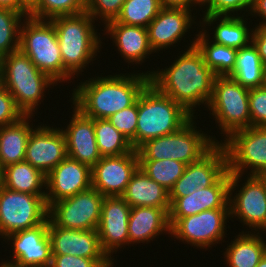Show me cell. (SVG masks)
<instances>
[{"label":"cell","mask_w":266,"mask_h":267,"mask_svg":"<svg viewBox=\"0 0 266 267\" xmlns=\"http://www.w3.org/2000/svg\"><path fill=\"white\" fill-rule=\"evenodd\" d=\"M185 50L169 67H158L146 74L159 92L181 104L194 116V108L200 105L207 108L213 95L216 75L206 66L201 52L195 46V39Z\"/></svg>","instance_id":"cell-1"},{"label":"cell","mask_w":266,"mask_h":267,"mask_svg":"<svg viewBox=\"0 0 266 267\" xmlns=\"http://www.w3.org/2000/svg\"><path fill=\"white\" fill-rule=\"evenodd\" d=\"M92 78L73 88L71 97L74 107L92 119H107L133 105L150 83V76L144 72Z\"/></svg>","instance_id":"cell-2"},{"label":"cell","mask_w":266,"mask_h":267,"mask_svg":"<svg viewBox=\"0 0 266 267\" xmlns=\"http://www.w3.org/2000/svg\"><path fill=\"white\" fill-rule=\"evenodd\" d=\"M56 30L64 64V82L79 76L97 52L102 41L95 20L85 11L76 15L57 16L50 20ZM99 36H98V35Z\"/></svg>","instance_id":"cell-3"},{"label":"cell","mask_w":266,"mask_h":267,"mask_svg":"<svg viewBox=\"0 0 266 267\" xmlns=\"http://www.w3.org/2000/svg\"><path fill=\"white\" fill-rule=\"evenodd\" d=\"M0 65L2 85L12 95L24 116H34L38 105L45 100V90L57 83L41 72L20 49L1 58Z\"/></svg>","instance_id":"cell-4"},{"label":"cell","mask_w":266,"mask_h":267,"mask_svg":"<svg viewBox=\"0 0 266 267\" xmlns=\"http://www.w3.org/2000/svg\"><path fill=\"white\" fill-rule=\"evenodd\" d=\"M194 116L149 83L138 97L135 150L147 140L180 130Z\"/></svg>","instance_id":"cell-5"},{"label":"cell","mask_w":266,"mask_h":267,"mask_svg":"<svg viewBox=\"0 0 266 267\" xmlns=\"http://www.w3.org/2000/svg\"><path fill=\"white\" fill-rule=\"evenodd\" d=\"M195 116L175 133L147 140L136 150L139 161L175 160L188 165L198 161L219 141L198 130Z\"/></svg>","instance_id":"cell-6"},{"label":"cell","mask_w":266,"mask_h":267,"mask_svg":"<svg viewBox=\"0 0 266 267\" xmlns=\"http://www.w3.org/2000/svg\"><path fill=\"white\" fill-rule=\"evenodd\" d=\"M19 49L56 83L64 82V64L57 33L50 20L27 16L20 27Z\"/></svg>","instance_id":"cell-7"},{"label":"cell","mask_w":266,"mask_h":267,"mask_svg":"<svg viewBox=\"0 0 266 267\" xmlns=\"http://www.w3.org/2000/svg\"><path fill=\"white\" fill-rule=\"evenodd\" d=\"M207 108L213 115L222 136L251 127L249 88L238 84L229 76H216L213 95Z\"/></svg>","instance_id":"cell-8"},{"label":"cell","mask_w":266,"mask_h":267,"mask_svg":"<svg viewBox=\"0 0 266 267\" xmlns=\"http://www.w3.org/2000/svg\"><path fill=\"white\" fill-rule=\"evenodd\" d=\"M242 176L231 174L230 177V220L237 217L243 226L246 225L252 232L266 234V176L247 175L241 187L239 183ZM236 189L238 191L233 195Z\"/></svg>","instance_id":"cell-9"},{"label":"cell","mask_w":266,"mask_h":267,"mask_svg":"<svg viewBox=\"0 0 266 267\" xmlns=\"http://www.w3.org/2000/svg\"><path fill=\"white\" fill-rule=\"evenodd\" d=\"M222 141L230 174L242 175L249 168L248 175L266 176V127L239 129Z\"/></svg>","instance_id":"cell-10"},{"label":"cell","mask_w":266,"mask_h":267,"mask_svg":"<svg viewBox=\"0 0 266 267\" xmlns=\"http://www.w3.org/2000/svg\"><path fill=\"white\" fill-rule=\"evenodd\" d=\"M46 195L0 190V238L34 228L48 219Z\"/></svg>","instance_id":"cell-11"},{"label":"cell","mask_w":266,"mask_h":267,"mask_svg":"<svg viewBox=\"0 0 266 267\" xmlns=\"http://www.w3.org/2000/svg\"><path fill=\"white\" fill-rule=\"evenodd\" d=\"M105 196L96 189L79 192L72 197L54 202L48 218L58 227L74 230H97Z\"/></svg>","instance_id":"cell-12"},{"label":"cell","mask_w":266,"mask_h":267,"mask_svg":"<svg viewBox=\"0 0 266 267\" xmlns=\"http://www.w3.org/2000/svg\"><path fill=\"white\" fill-rule=\"evenodd\" d=\"M229 209H209L198 214L180 218L171 228V238L191 244L200 249L212 248L227 237L225 232ZM226 224V225H225ZM185 241V242H184Z\"/></svg>","instance_id":"cell-13"},{"label":"cell","mask_w":266,"mask_h":267,"mask_svg":"<svg viewBox=\"0 0 266 267\" xmlns=\"http://www.w3.org/2000/svg\"><path fill=\"white\" fill-rule=\"evenodd\" d=\"M227 170L226 150L220 142L216 143L198 161L186 165L169 197H185L195 190L212 186Z\"/></svg>","instance_id":"cell-14"},{"label":"cell","mask_w":266,"mask_h":267,"mask_svg":"<svg viewBox=\"0 0 266 267\" xmlns=\"http://www.w3.org/2000/svg\"><path fill=\"white\" fill-rule=\"evenodd\" d=\"M67 156L66 137L59 127L41 124L32 129L25 152L26 162L47 176Z\"/></svg>","instance_id":"cell-15"},{"label":"cell","mask_w":266,"mask_h":267,"mask_svg":"<svg viewBox=\"0 0 266 267\" xmlns=\"http://www.w3.org/2000/svg\"><path fill=\"white\" fill-rule=\"evenodd\" d=\"M227 170L212 186L195 190L185 197H169L170 228L180 219L209 209H229V183Z\"/></svg>","instance_id":"cell-16"},{"label":"cell","mask_w":266,"mask_h":267,"mask_svg":"<svg viewBox=\"0 0 266 267\" xmlns=\"http://www.w3.org/2000/svg\"><path fill=\"white\" fill-rule=\"evenodd\" d=\"M139 168L137 150L120 156L102 157L92 168V187L103 196H121Z\"/></svg>","instance_id":"cell-17"},{"label":"cell","mask_w":266,"mask_h":267,"mask_svg":"<svg viewBox=\"0 0 266 267\" xmlns=\"http://www.w3.org/2000/svg\"><path fill=\"white\" fill-rule=\"evenodd\" d=\"M131 206L121 196H105L97 233L102 250L114 260L113 253L129 246L128 219ZM112 256V257H111Z\"/></svg>","instance_id":"cell-18"},{"label":"cell","mask_w":266,"mask_h":267,"mask_svg":"<svg viewBox=\"0 0 266 267\" xmlns=\"http://www.w3.org/2000/svg\"><path fill=\"white\" fill-rule=\"evenodd\" d=\"M12 245L13 259L25 267H50L52 262V249L48 234V219L31 229H25L4 237Z\"/></svg>","instance_id":"cell-19"},{"label":"cell","mask_w":266,"mask_h":267,"mask_svg":"<svg viewBox=\"0 0 266 267\" xmlns=\"http://www.w3.org/2000/svg\"><path fill=\"white\" fill-rule=\"evenodd\" d=\"M48 208L57 201L72 197L92 187L91 168L66 157L46 176Z\"/></svg>","instance_id":"cell-20"},{"label":"cell","mask_w":266,"mask_h":267,"mask_svg":"<svg viewBox=\"0 0 266 267\" xmlns=\"http://www.w3.org/2000/svg\"><path fill=\"white\" fill-rule=\"evenodd\" d=\"M192 9L183 7H162L148 25L149 44L154 53L169 49L180 42L188 29L192 28L195 17ZM180 40V41H179ZM169 47V48H168Z\"/></svg>","instance_id":"cell-21"},{"label":"cell","mask_w":266,"mask_h":267,"mask_svg":"<svg viewBox=\"0 0 266 267\" xmlns=\"http://www.w3.org/2000/svg\"><path fill=\"white\" fill-rule=\"evenodd\" d=\"M52 255L109 258L102 250L97 230H74L56 226L48 218Z\"/></svg>","instance_id":"cell-22"},{"label":"cell","mask_w":266,"mask_h":267,"mask_svg":"<svg viewBox=\"0 0 266 267\" xmlns=\"http://www.w3.org/2000/svg\"><path fill=\"white\" fill-rule=\"evenodd\" d=\"M72 111L66 129H61L66 137L67 155L92 168L102 158L96 142L94 119L84 116L75 107Z\"/></svg>","instance_id":"cell-23"},{"label":"cell","mask_w":266,"mask_h":267,"mask_svg":"<svg viewBox=\"0 0 266 267\" xmlns=\"http://www.w3.org/2000/svg\"><path fill=\"white\" fill-rule=\"evenodd\" d=\"M104 29L106 35H111L109 38L115 43L118 53L126 63L142 65L152 52L154 54L149 44L147 28L124 25L113 20L108 22Z\"/></svg>","instance_id":"cell-24"},{"label":"cell","mask_w":266,"mask_h":267,"mask_svg":"<svg viewBox=\"0 0 266 267\" xmlns=\"http://www.w3.org/2000/svg\"><path fill=\"white\" fill-rule=\"evenodd\" d=\"M170 234L169 214L158 207L137 206L128 219L129 244L150 243L160 234Z\"/></svg>","instance_id":"cell-25"},{"label":"cell","mask_w":266,"mask_h":267,"mask_svg":"<svg viewBox=\"0 0 266 267\" xmlns=\"http://www.w3.org/2000/svg\"><path fill=\"white\" fill-rule=\"evenodd\" d=\"M202 19L199 21V27L202 24V29L207 28V30V26L215 25V22L218 21L216 22V26L212 28L214 32L210 33L213 34L212 41L216 44L240 49L248 46L252 42L253 28L250 29L247 26L248 22L245 20L244 14L241 16L204 15Z\"/></svg>","instance_id":"cell-26"},{"label":"cell","mask_w":266,"mask_h":267,"mask_svg":"<svg viewBox=\"0 0 266 267\" xmlns=\"http://www.w3.org/2000/svg\"><path fill=\"white\" fill-rule=\"evenodd\" d=\"M121 197L131 206L163 208L170 211L169 191L152 180L140 168L132 175Z\"/></svg>","instance_id":"cell-27"},{"label":"cell","mask_w":266,"mask_h":267,"mask_svg":"<svg viewBox=\"0 0 266 267\" xmlns=\"http://www.w3.org/2000/svg\"><path fill=\"white\" fill-rule=\"evenodd\" d=\"M225 249L224 260L228 267H256L266 253V241L260 232L242 231Z\"/></svg>","instance_id":"cell-28"},{"label":"cell","mask_w":266,"mask_h":267,"mask_svg":"<svg viewBox=\"0 0 266 267\" xmlns=\"http://www.w3.org/2000/svg\"><path fill=\"white\" fill-rule=\"evenodd\" d=\"M32 117L23 116L16 123L0 127V163L3 167L25 161L27 142L34 128L30 125Z\"/></svg>","instance_id":"cell-29"},{"label":"cell","mask_w":266,"mask_h":267,"mask_svg":"<svg viewBox=\"0 0 266 267\" xmlns=\"http://www.w3.org/2000/svg\"><path fill=\"white\" fill-rule=\"evenodd\" d=\"M195 36V46L201 52L206 66L216 76H229L234 70L238 49L214 43L207 29H200Z\"/></svg>","instance_id":"cell-30"},{"label":"cell","mask_w":266,"mask_h":267,"mask_svg":"<svg viewBox=\"0 0 266 267\" xmlns=\"http://www.w3.org/2000/svg\"><path fill=\"white\" fill-rule=\"evenodd\" d=\"M46 181V175L26 161L4 167V187L9 190L46 195Z\"/></svg>","instance_id":"cell-31"},{"label":"cell","mask_w":266,"mask_h":267,"mask_svg":"<svg viewBox=\"0 0 266 267\" xmlns=\"http://www.w3.org/2000/svg\"><path fill=\"white\" fill-rule=\"evenodd\" d=\"M265 70L257 48L251 42L238 49L235 67L229 77L244 87L256 88L264 85Z\"/></svg>","instance_id":"cell-32"},{"label":"cell","mask_w":266,"mask_h":267,"mask_svg":"<svg viewBox=\"0 0 266 267\" xmlns=\"http://www.w3.org/2000/svg\"><path fill=\"white\" fill-rule=\"evenodd\" d=\"M95 137L102 157L120 156L134 150L128 138L108 119H94Z\"/></svg>","instance_id":"cell-33"},{"label":"cell","mask_w":266,"mask_h":267,"mask_svg":"<svg viewBox=\"0 0 266 267\" xmlns=\"http://www.w3.org/2000/svg\"><path fill=\"white\" fill-rule=\"evenodd\" d=\"M162 8L160 0H125L116 22L147 28Z\"/></svg>","instance_id":"cell-34"},{"label":"cell","mask_w":266,"mask_h":267,"mask_svg":"<svg viewBox=\"0 0 266 267\" xmlns=\"http://www.w3.org/2000/svg\"><path fill=\"white\" fill-rule=\"evenodd\" d=\"M186 164L175 160L139 161V168L170 192L181 178Z\"/></svg>","instance_id":"cell-35"},{"label":"cell","mask_w":266,"mask_h":267,"mask_svg":"<svg viewBox=\"0 0 266 267\" xmlns=\"http://www.w3.org/2000/svg\"><path fill=\"white\" fill-rule=\"evenodd\" d=\"M26 16L8 8H0V59L19 49L20 27Z\"/></svg>","instance_id":"cell-36"},{"label":"cell","mask_w":266,"mask_h":267,"mask_svg":"<svg viewBox=\"0 0 266 267\" xmlns=\"http://www.w3.org/2000/svg\"><path fill=\"white\" fill-rule=\"evenodd\" d=\"M86 11V0H39L29 16L51 20L57 16L76 15Z\"/></svg>","instance_id":"cell-37"},{"label":"cell","mask_w":266,"mask_h":267,"mask_svg":"<svg viewBox=\"0 0 266 267\" xmlns=\"http://www.w3.org/2000/svg\"><path fill=\"white\" fill-rule=\"evenodd\" d=\"M205 5L204 9H206L203 15L238 16V11H240V14L242 11H245L244 14L250 12L254 0H201V6Z\"/></svg>","instance_id":"cell-38"},{"label":"cell","mask_w":266,"mask_h":267,"mask_svg":"<svg viewBox=\"0 0 266 267\" xmlns=\"http://www.w3.org/2000/svg\"><path fill=\"white\" fill-rule=\"evenodd\" d=\"M138 117V99L137 101L123 110L111 115L109 122L131 142L135 149V133Z\"/></svg>","instance_id":"cell-39"},{"label":"cell","mask_w":266,"mask_h":267,"mask_svg":"<svg viewBox=\"0 0 266 267\" xmlns=\"http://www.w3.org/2000/svg\"><path fill=\"white\" fill-rule=\"evenodd\" d=\"M124 2L125 0H86V12L94 20L99 19L106 25L108 22L116 20Z\"/></svg>","instance_id":"cell-40"},{"label":"cell","mask_w":266,"mask_h":267,"mask_svg":"<svg viewBox=\"0 0 266 267\" xmlns=\"http://www.w3.org/2000/svg\"><path fill=\"white\" fill-rule=\"evenodd\" d=\"M251 126L266 127V86L249 89Z\"/></svg>","instance_id":"cell-41"},{"label":"cell","mask_w":266,"mask_h":267,"mask_svg":"<svg viewBox=\"0 0 266 267\" xmlns=\"http://www.w3.org/2000/svg\"><path fill=\"white\" fill-rule=\"evenodd\" d=\"M110 258H85L72 255H52L50 267H113Z\"/></svg>","instance_id":"cell-42"},{"label":"cell","mask_w":266,"mask_h":267,"mask_svg":"<svg viewBox=\"0 0 266 267\" xmlns=\"http://www.w3.org/2000/svg\"><path fill=\"white\" fill-rule=\"evenodd\" d=\"M24 114L18 109L8 90L0 85V127L18 122Z\"/></svg>","instance_id":"cell-43"},{"label":"cell","mask_w":266,"mask_h":267,"mask_svg":"<svg viewBox=\"0 0 266 267\" xmlns=\"http://www.w3.org/2000/svg\"><path fill=\"white\" fill-rule=\"evenodd\" d=\"M252 43L257 48L262 64L266 67V25H255Z\"/></svg>","instance_id":"cell-44"},{"label":"cell","mask_w":266,"mask_h":267,"mask_svg":"<svg viewBox=\"0 0 266 267\" xmlns=\"http://www.w3.org/2000/svg\"><path fill=\"white\" fill-rule=\"evenodd\" d=\"M162 7H183L191 9L197 4L201 7V0H160ZM194 4V5H193Z\"/></svg>","instance_id":"cell-45"},{"label":"cell","mask_w":266,"mask_h":267,"mask_svg":"<svg viewBox=\"0 0 266 267\" xmlns=\"http://www.w3.org/2000/svg\"><path fill=\"white\" fill-rule=\"evenodd\" d=\"M248 14L261 17L263 20L258 25H266V0H254L253 8Z\"/></svg>","instance_id":"cell-46"},{"label":"cell","mask_w":266,"mask_h":267,"mask_svg":"<svg viewBox=\"0 0 266 267\" xmlns=\"http://www.w3.org/2000/svg\"><path fill=\"white\" fill-rule=\"evenodd\" d=\"M0 8H8L29 16V12L19 3V0H0Z\"/></svg>","instance_id":"cell-47"},{"label":"cell","mask_w":266,"mask_h":267,"mask_svg":"<svg viewBox=\"0 0 266 267\" xmlns=\"http://www.w3.org/2000/svg\"><path fill=\"white\" fill-rule=\"evenodd\" d=\"M39 0H19V3L30 12L37 4Z\"/></svg>","instance_id":"cell-48"},{"label":"cell","mask_w":266,"mask_h":267,"mask_svg":"<svg viewBox=\"0 0 266 267\" xmlns=\"http://www.w3.org/2000/svg\"><path fill=\"white\" fill-rule=\"evenodd\" d=\"M0 267H25V266H22V265H19L15 262H11L10 260L9 261H2V263H0Z\"/></svg>","instance_id":"cell-49"},{"label":"cell","mask_w":266,"mask_h":267,"mask_svg":"<svg viewBox=\"0 0 266 267\" xmlns=\"http://www.w3.org/2000/svg\"><path fill=\"white\" fill-rule=\"evenodd\" d=\"M4 187V167L0 163V190Z\"/></svg>","instance_id":"cell-50"},{"label":"cell","mask_w":266,"mask_h":267,"mask_svg":"<svg viewBox=\"0 0 266 267\" xmlns=\"http://www.w3.org/2000/svg\"><path fill=\"white\" fill-rule=\"evenodd\" d=\"M256 267H266V253L259 261L258 265Z\"/></svg>","instance_id":"cell-51"},{"label":"cell","mask_w":266,"mask_h":267,"mask_svg":"<svg viewBox=\"0 0 266 267\" xmlns=\"http://www.w3.org/2000/svg\"><path fill=\"white\" fill-rule=\"evenodd\" d=\"M2 84V78H1V65H0V85Z\"/></svg>","instance_id":"cell-52"},{"label":"cell","mask_w":266,"mask_h":267,"mask_svg":"<svg viewBox=\"0 0 266 267\" xmlns=\"http://www.w3.org/2000/svg\"><path fill=\"white\" fill-rule=\"evenodd\" d=\"M264 85L266 86V70H265Z\"/></svg>","instance_id":"cell-53"}]
</instances>
